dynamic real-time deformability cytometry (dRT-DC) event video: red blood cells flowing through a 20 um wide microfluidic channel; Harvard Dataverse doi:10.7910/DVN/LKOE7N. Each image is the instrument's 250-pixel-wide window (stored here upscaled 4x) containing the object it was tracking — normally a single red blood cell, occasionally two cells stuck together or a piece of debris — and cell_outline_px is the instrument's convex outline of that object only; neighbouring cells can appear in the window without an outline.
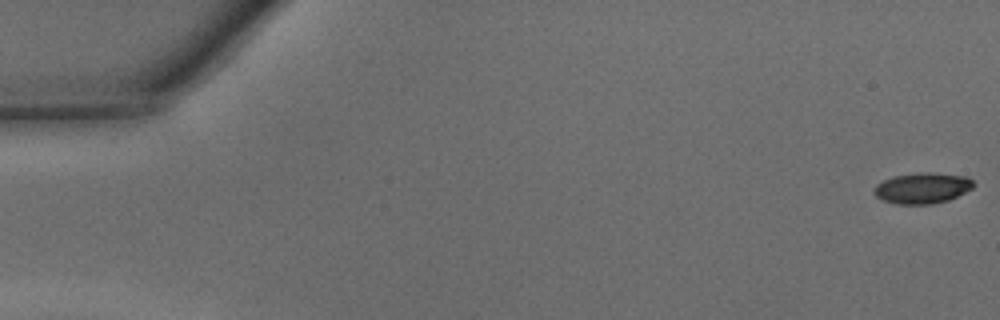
{"species": "common noctule bat (a hibernating species)", "species_latin": "Nyctalus noctula", "temperature_condition": "warm", "stored_images_in_passage": 47, "camera_frame_rate_fps": 3000, "um_per_image_px": 0.085, "animal": {"sex": "male", "body_mass_g": 15.6}, "frame": {"image": 1, "passage_image": 1, "time_ms": 0.0, "image_size_px": [1000, 320], "cell_outline_px": [[976, 184], [972, 188], [948, 200], [932, 204], [896, 204], [884, 200], [876, 196], [872, 192], [876, 184], [884, 180], [896, 176], [920, 172], [932, 172], [968, 176]], "centroid_in_image_um": [78.42, 15.98], "position_along_channel_um": 6.6, "area_um2": 17.86}}
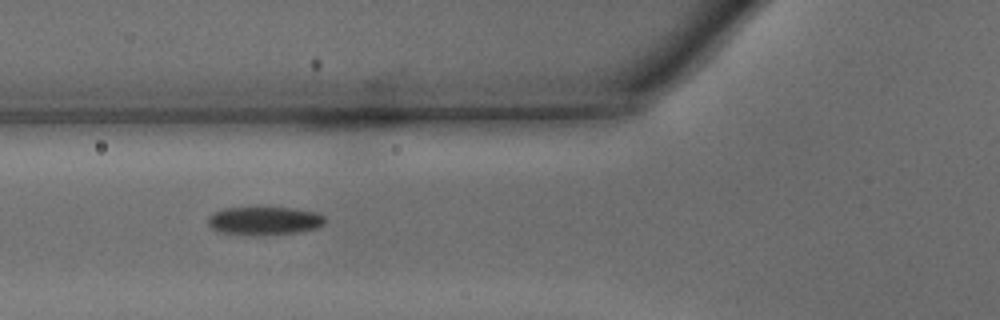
{"frame": {"image": 2, "passage_image": 18, "time_ms": 5.667, "image_size_px": [1000, 320], "cell_outline_px": [[324, 224], [316, 228], [296, 232], [256, 236], [216, 232], [208, 224], [208, 216], [212, 212], [224, 208], [292, 208], [316, 212], [324, 216]], "centroid_in_image_um": [22.41, 18.78], "position_along_channel_um": 103.4, "area_um2": 19.36}}
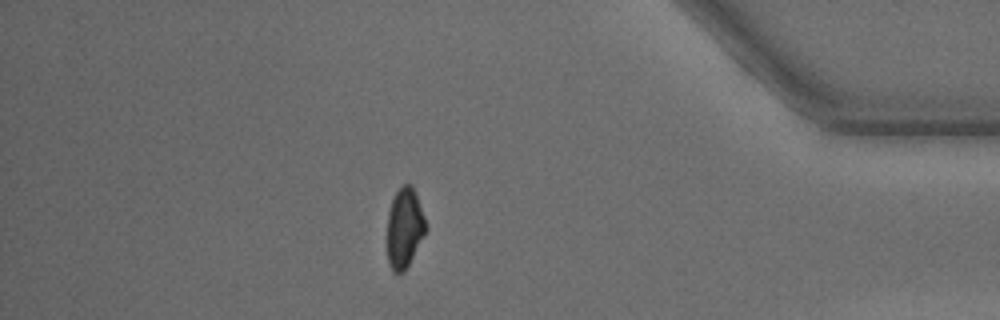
{"frame": {"image": 3, "passage_image": 41, "time_ms": 13.333, "image_size_px": [1000, 320], "cell_outline_px": [[428, 228], [424, 236], [404, 272], [392, 272], [388, 264], [388, 212], [392, 200], [400, 184], [412, 184], [416, 192], [428, 224]], "centroid_in_image_um": [34.41, 19.34], "position_along_channel_um": 400.8, "area_um2": 18.26}, "authors_computed_cell_mechanics": {"area_um2": 18.9584, "velocity_mm_per_s": 4.3566, "shape_relaxation_time_tau1_ms": 3.7264, "shape_relaxation_time_tau2_ms": null, "deformation_change_tau1": 0.1286, "deformation_change_tau2": null}}